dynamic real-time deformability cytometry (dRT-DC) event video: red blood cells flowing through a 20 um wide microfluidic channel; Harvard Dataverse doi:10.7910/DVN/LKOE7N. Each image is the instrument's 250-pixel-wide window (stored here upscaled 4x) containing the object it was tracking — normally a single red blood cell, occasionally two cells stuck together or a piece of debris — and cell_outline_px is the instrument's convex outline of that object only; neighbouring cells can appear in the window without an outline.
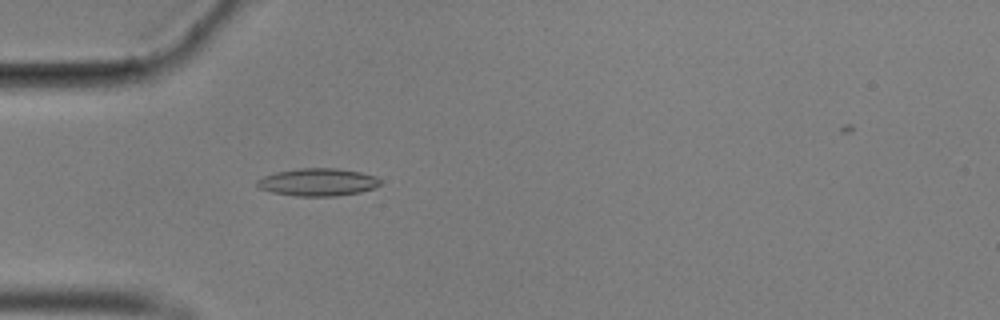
{"species": "common noctule bat (a hibernating species)", "species_latin": "Nyctalus noctula", "temperature_condition": "cold", "stored_images_in_passage": 52, "camera_frame_rate_fps": 3000, "um_per_image_px": 0.085, "animal": {"sex": "male", "body_mass_g": 17.9}, "frame": {"image": 1, "passage_image": 12, "time_ms": 3.667, "image_size_px": [1000, 320], "cell_outline_px": [[380, 184], [372, 188], [360, 192], [336, 196], [296, 196], [272, 192], [260, 188], [256, 184], [256, 180], [264, 176], [276, 172], [300, 168], [336, 168], [360, 172], [376, 176], [380, 180]], "centroid_in_image_um": [27.0, 15.48], "position_along_channel_um": 58.0, "area_um2": 19.71}}
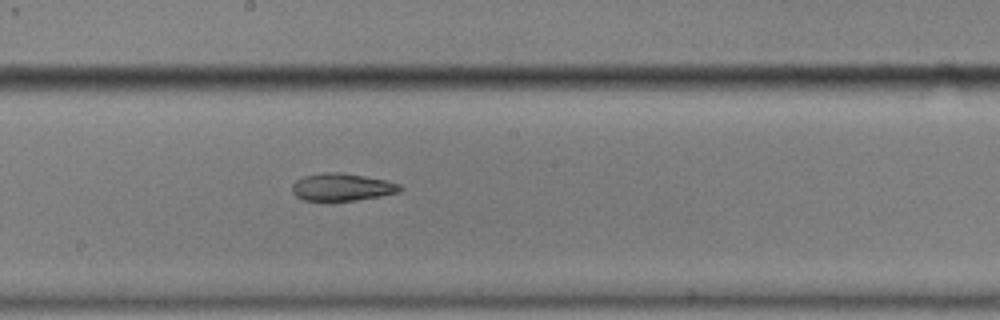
{"frame": {"image": 2, "passage_image": 26, "time_ms": 8.333, "image_size_px": [1000, 320], "cell_outline_px": [[404, 188], [400, 192], [380, 196], [356, 200], [304, 200], [296, 196], [292, 192], [292, 184], [296, 180], [304, 176], [324, 172], [340, 172], [364, 176], [384, 180], [400, 184]], "centroid_in_image_um": [29.07, 15.9], "position_along_channel_um": 219.1, "area_um2": 17.17}}
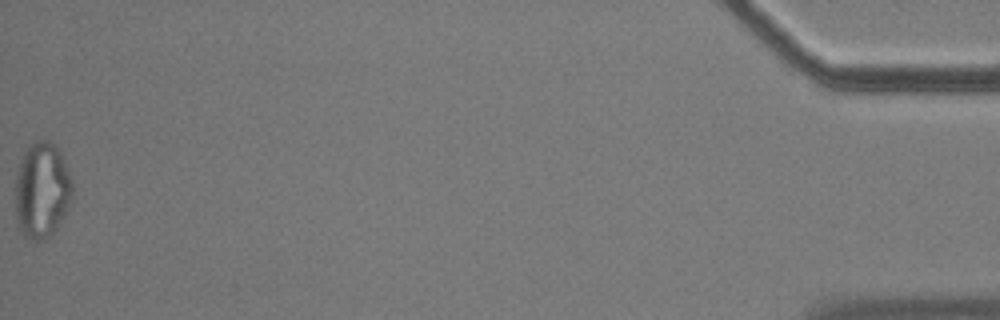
{"frame": {"image": 3, "passage_image": 52, "time_ms": 17.0, "image_size_px": [1000, 320], "cell_outline_px": [[72, 196], [68, 208], [64, 216], [56, 228], [44, 240], [32, 240], [24, 236], [20, 228], [16, 216], [16, 172], [20, 160], [28, 144], [36, 140], [48, 140], [56, 144], [64, 160], [72, 180]], "centroid_in_image_um": [3.56, 16.13], "position_along_channel_um": 431.6, "area_um2": 32.02}, "authors_computed_cell_mechanics": {"area_um2": 18.4671, "velocity_mm_per_s": 3.5467, "shape_relaxation_time_tau1_ms": null, "shape_relaxation_time_tau2_ms": 7.3366, "deformation_change_tau1": null, "deformation_change_tau2": 0.1443}}